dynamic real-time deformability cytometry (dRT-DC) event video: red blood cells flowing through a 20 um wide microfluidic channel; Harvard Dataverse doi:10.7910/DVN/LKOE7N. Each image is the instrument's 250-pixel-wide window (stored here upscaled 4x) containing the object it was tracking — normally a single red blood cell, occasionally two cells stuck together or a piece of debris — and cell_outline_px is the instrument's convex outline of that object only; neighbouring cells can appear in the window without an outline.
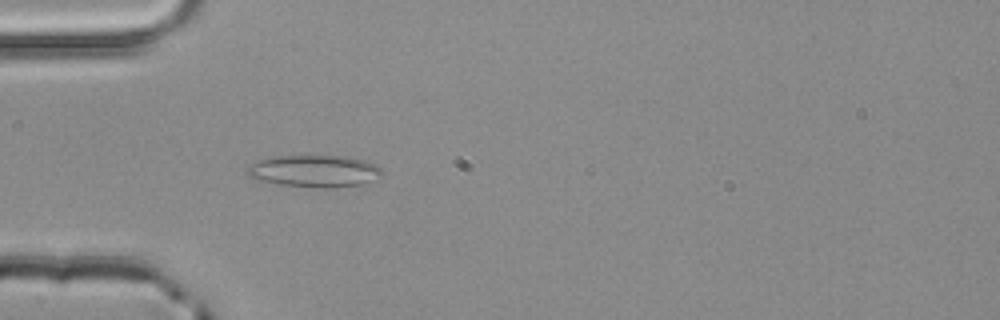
{"species": "common noctule bat (a hibernating species)", "species_latin": "Nyctalus noctula", "temperature_condition": "room temperature", "stored_images_in_passage": 2, "camera_frame_rate_fps": 3000, "um_per_image_px": 0.085, "animal": {"sex": "male", "body_mass_g": 20.4}, "frame": {"image": 1, "passage_image": 2, "time_ms": 0.333, "image_size_px": [1000, 320], "cell_outline_px": [[384, 176], [364, 184], [332, 188], [316, 188], [280, 184], [260, 180], [252, 176], [244, 168], [248, 164], [256, 160], [268, 156], [348, 156], [368, 160], [376, 164], [384, 172]], "centroid_in_image_um": [26.78, 14.53], "position_along_channel_um": 58.2, "area_um2": 25.72}}